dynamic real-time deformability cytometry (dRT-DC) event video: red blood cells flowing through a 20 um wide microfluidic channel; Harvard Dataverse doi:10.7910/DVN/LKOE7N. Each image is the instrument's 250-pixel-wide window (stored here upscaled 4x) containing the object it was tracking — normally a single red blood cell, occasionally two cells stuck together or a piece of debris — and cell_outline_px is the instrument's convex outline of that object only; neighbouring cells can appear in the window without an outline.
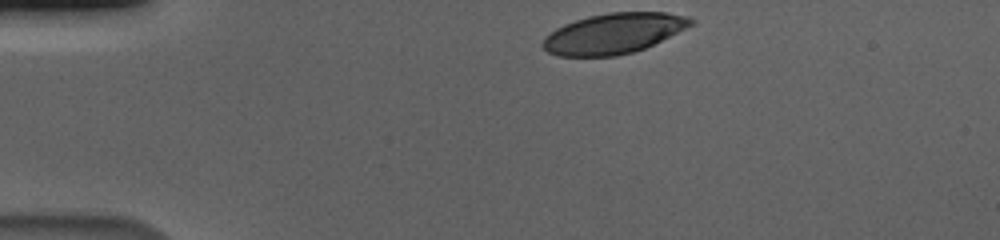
{"species": "human", "species_latin": "Homo sapiens", "temperature_condition": "cold", "stored_images_in_passage": 38, "camera_frame_rate_fps": 3000, "um_per_image_px": 0.085, "donor": {"sex": "male"}, "frame": {"image": 1, "passage_image": 1, "time_ms": 0.0, "image_size_px": [1000, 240], "cell_outline_px": [[696, 20], [692, 24], [644, 48], [632, 52], [616, 56], [556, 56], [548, 52], [540, 44], [544, 36], [556, 28], [564, 24], [588, 16], [608, 12], [664, 12], [684, 16]], "centroid_in_image_um": [52.07, 2.84], "position_along_channel_um": 32.9, "area_um2": 34.51}}
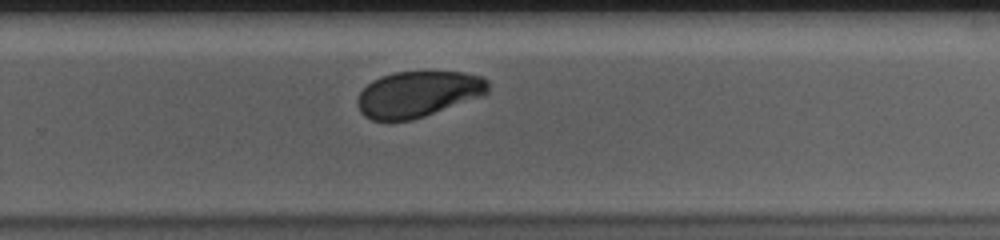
{"frame": {"image": 2, "passage_image": 28, "time_ms": 9.0, "image_size_px": [1000, 240], "cell_outline_px": [[488, 92], [484, 96], [412, 120], [388, 124], [372, 120], [364, 116], [360, 112], [356, 104], [356, 100], [360, 92], [372, 80], [380, 76], [392, 72], [464, 72], [480, 76], [488, 80]], "centroid_in_image_um": [35.48, 8.03], "position_along_channel_um": 294.3, "area_um2": 35.72}}
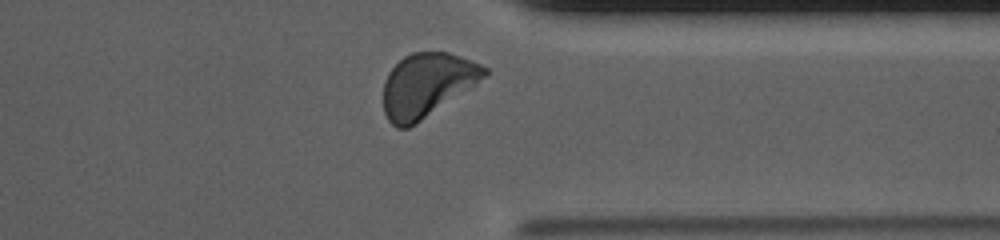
{"frame": {"image": 3, "passage_image": 35, "time_ms": 11.333, "image_size_px": [1000, 240], "cell_outline_px": [[488, 76], [416, 124], [408, 128], [396, 128], [388, 120], [384, 112], [384, 80], [388, 72], [404, 56], [412, 52], [448, 52], [460, 56], [480, 64], [488, 68]], "centroid_in_image_um": [36.29, 7.23], "position_along_channel_um": 375.1, "area_um2": 37.51}, "authors_computed_cell_mechanics": {"area_um2": 37.1076, "velocity_mm_per_s": 3.5573, "shape_relaxation_time_tau1_ms": 4.376, "shape_relaxation_time_tau2_ms": 4.0838, "deformation_change_tau1": 0.1888, "deformation_change_tau2": 0.077}}